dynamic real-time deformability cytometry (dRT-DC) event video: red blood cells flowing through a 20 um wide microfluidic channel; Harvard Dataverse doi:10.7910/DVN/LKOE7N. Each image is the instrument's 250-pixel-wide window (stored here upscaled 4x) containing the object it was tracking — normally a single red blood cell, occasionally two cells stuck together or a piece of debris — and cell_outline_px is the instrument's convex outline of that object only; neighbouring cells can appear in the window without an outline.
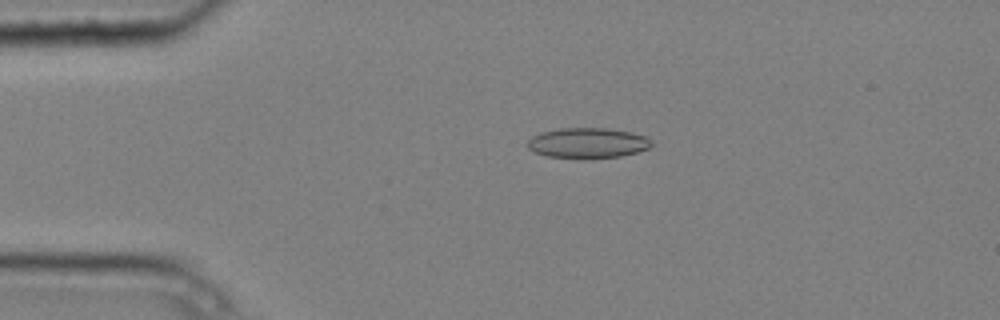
{"species": "common noctule bat (a hibernating species)", "species_latin": "Nyctalus noctula", "temperature_condition": "cold", "stored_images_in_passage": 4, "camera_frame_rate_fps": 3000, "um_per_image_px": 0.085, "animal": {"sex": "male", "body_mass_g": 20.4}, "frame": {"image": 1, "passage_image": 3, "time_ms": 0.667, "image_size_px": [1000, 320], "cell_outline_px": [[652, 144], [648, 148], [636, 152], [620, 156], [584, 160], [576, 160], [548, 156], [536, 152], [528, 148], [528, 140], [532, 136], [540, 132], [556, 128], [604, 128], [632, 132], [644, 136], [652, 140]], "centroid_in_image_um": [49.92, 12.17], "position_along_channel_um": 35.1, "area_um2": 22.31}}